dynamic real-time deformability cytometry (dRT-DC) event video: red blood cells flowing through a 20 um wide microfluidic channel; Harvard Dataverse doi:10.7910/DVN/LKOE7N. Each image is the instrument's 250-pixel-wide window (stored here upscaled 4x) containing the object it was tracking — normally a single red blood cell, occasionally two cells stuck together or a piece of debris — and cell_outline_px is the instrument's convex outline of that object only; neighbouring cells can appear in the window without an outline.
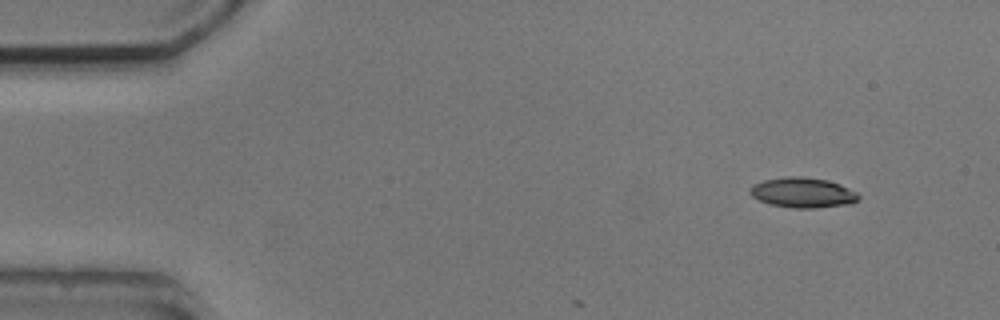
{"species": "common noctule bat (a hibernating species)", "species_latin": "Nyctalus noctula", "temperature_condition": "cold", "stored_images_in_passage": 3, "camera_frame_rate_fps": 3000, "um_per_image_px": 0.085, "animal": {"sex": "male", "body_mass_g": 20.5, "forearm_length_mm": 52.5}, "frame": {"image": 1, "passage_image": 1, "time_ms": 0.0, "image_size_px": [1000, 320], "cell_outline_px": [[860, 200], [852, 204], [816, 208], [792, 208], [772, 204], [760, 200], [752, 196], [748, 192], [748, 188], [752, 184], [764, 180], [788, 176], [804, 176], [828, 180], [840, 184], [856, 192], [860, 196]], "centroid_in_image_um": [68.25, 16.37], "position_along_channel_um": 16.8, "area_um2": 19.31}}